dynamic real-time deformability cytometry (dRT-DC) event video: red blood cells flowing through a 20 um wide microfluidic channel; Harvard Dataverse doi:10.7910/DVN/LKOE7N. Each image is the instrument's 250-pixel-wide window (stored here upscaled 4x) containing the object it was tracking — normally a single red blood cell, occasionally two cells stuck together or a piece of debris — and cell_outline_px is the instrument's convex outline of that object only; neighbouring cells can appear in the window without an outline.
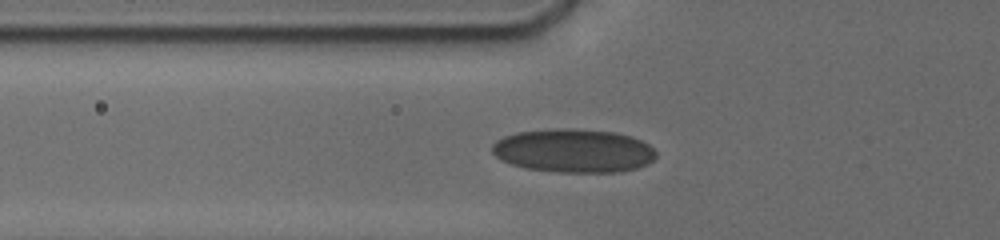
{"species": "human", "species_latin": "Homo sapiens", "temperature_condition": "cold", "stored_images_in_passage": 34, "camera_frame_rate_fps": 3000, "um_per_image_px": 0.085, "donor": {"sex": "male"}, "frame": {"image": 1, "passage_image": 5, "time_ms": 2.0, "image_size_px": [1000, 240], "cell_outline_px": [[656, 156], [648, 164], [636, 168], [620, 172], [556, 172], [524, 168], [512, 164], [496, 156], [492, 152], [492, 144], [496, 140], [504, 136], [520, 132], [568, 128], [616, 132], [632, 136], [648, 144], [656, 152]], "centroid_in_image_um": [48.78, 12.82], "position_along_channel_um": 77.0, "area_um2": 41.5}}
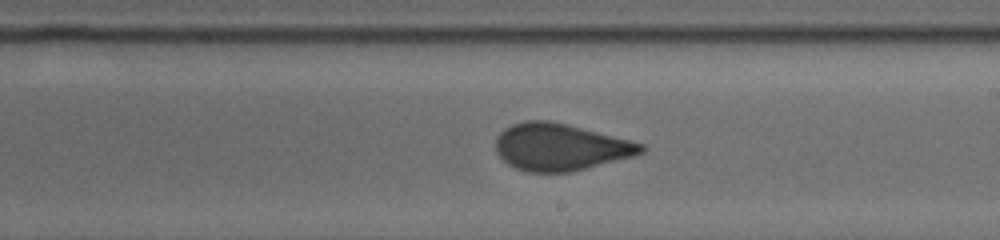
{"frame": {"image": 2, "passage_image": 17, "time_ms": 6.333, "image_size_px": [1000, 240], "cell_outline_px": [[644, 152], [636, 156], [568, 172], [528, 172], [516, 168], [508, 164], [496, 152], [496, 136], [504, 128], [512, 124], [524, 120], [548, 120], [568, 124], [644, 144]], "centroid_in_image_um": [47.61, 12.49], "position_along_channel_um": 241.4, "area_um2": 39.71}}
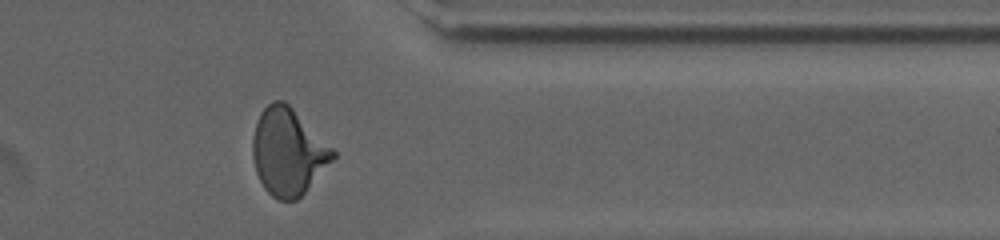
{"frame": {"image": 3, "passage_image": 28, "time_ms": 10.333, "image_size_px": [1000, 240], "cell_outline_px": [[336, 156], [304, 192], [296, 200], [280, 200], [272, 196], [264, 188], [256, 172], [252, 156], [252, 140], [256, 124], [260, 112], [272, 100], [284, 100], [336, 152]], "centroid_in_image_um": [24.45, 12.9], "position_along_channel_um": 386.9, "area_um2": 39.94}}